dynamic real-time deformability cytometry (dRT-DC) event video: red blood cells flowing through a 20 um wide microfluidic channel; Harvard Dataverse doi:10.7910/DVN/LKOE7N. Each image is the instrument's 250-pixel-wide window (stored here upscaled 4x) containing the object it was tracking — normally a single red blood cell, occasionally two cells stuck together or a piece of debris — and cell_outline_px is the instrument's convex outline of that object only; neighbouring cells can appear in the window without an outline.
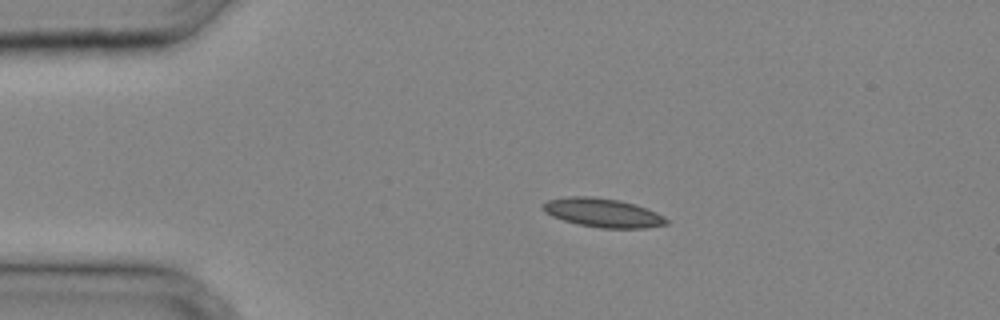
{"species": "common noctule bat (a hibernating species)", "species_latin": "Nyctalus noctula", "temperature_condition": "cold", "stored_images_in_passage": 4, "camera_frame_rate_fps": 3000, "um_per_image_px": 0.085, "animal": {"sex": "male", "body_mass_g": 20.4}, "frame": {"image": 1, "passage_image": 4, "time_ms": 1.0, "image_size_px": [1000, 320], "cell_outline_px": [[668, 224], [644, 228], [600, 228], [580, 224], [564, 220], [552, 216], [544, 212], [540, 208], [540, 204], [548, 200], [568, 196], [592, 196], [620, 200], [636, 204], [656, 212], [664, 216], [668, 220]], "centroid_in_image_um": [51.21, 18.07], "position_along_channel_um": 33.8, "area_um2": 20.92}}